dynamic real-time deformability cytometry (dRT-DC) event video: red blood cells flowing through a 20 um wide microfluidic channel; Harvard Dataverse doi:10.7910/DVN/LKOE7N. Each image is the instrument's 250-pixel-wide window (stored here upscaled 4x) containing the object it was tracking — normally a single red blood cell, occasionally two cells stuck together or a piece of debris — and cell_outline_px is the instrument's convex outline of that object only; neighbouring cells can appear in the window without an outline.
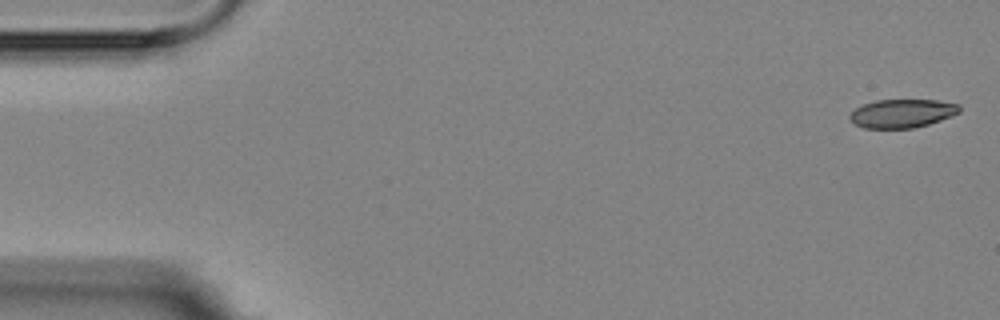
{"species": "Egyptian fruit bat (a non-hibernating species)", "species_latin": "Rousettus aegyptiacus", "temperature_condition": "room temperature", "stored_images_in_passage": 6, "camera_frame_rate_fps": 3000, "um_per_image_px": 0.085, "animal": {"sex": "female"}, "frame": {"image": 1, "passage_image": 1, "time_ms": 0.0, "image_size_px": [1000, 320], "cell_outline_px": [[960, 112], [952, 116], [928, 124], [912, 128], [864, 128], [856, 124], [848, 116], [856, 108], [864, 104], [876, 100], [936, 100], [960, 104]], "centroid_in_image_um": [76.71, 9.63], "position_along_channel_um": 8.3, "area_um2": 18.09}}
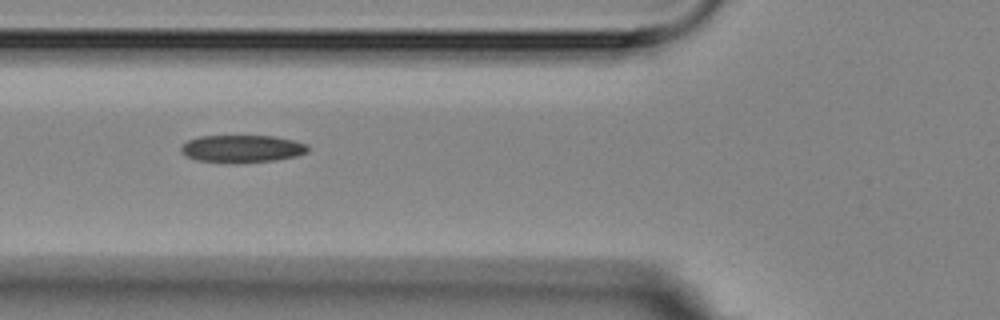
{"frame": {"image": 2, "passage_image": 5, "time_ms": 6.333, "image_size_px": [1000, 320], "cell_outline_px": [[308, 152], [296, 156], [276, 160], [244, 164], [232, 164], [196, 160], [184, 156], [180, 152], [180, 148], [188, 140], [200, 136], [272, 136], [292, 140], [308, 144]], "centroid_in_image_um": [20.55, 12.67], "position_along_channel_um": 105.3, "area_um2": 20.75}}
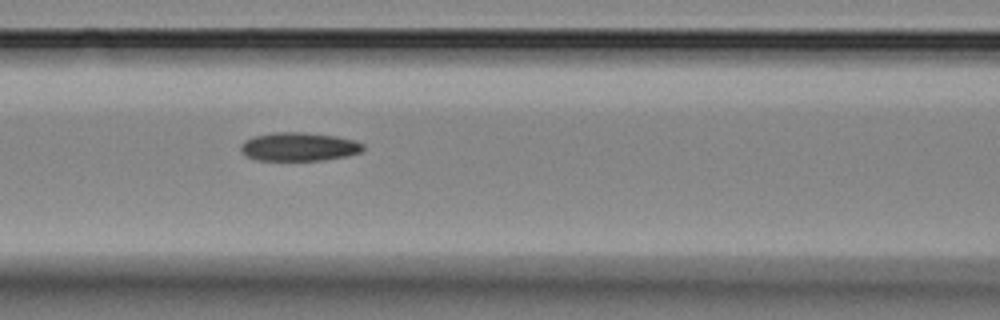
{"frame": {"image": 3, "passage_image": 6, "time_ms": 7.333, "image_size_px": [1000, 320], "cell_outline_px": [[364, 148], [360, 152], [348, 156], [324, 160], [256, 160], [244, 156], [240, 148], [244, 140], [252, 136], [272, 132], [304, 132], [336, 136], [356, 140], [364, 144]], "centroid_in_image_um": [25.4, 12.47], "position_along_channel_um": 141.2, "area_um2": 20.63}}